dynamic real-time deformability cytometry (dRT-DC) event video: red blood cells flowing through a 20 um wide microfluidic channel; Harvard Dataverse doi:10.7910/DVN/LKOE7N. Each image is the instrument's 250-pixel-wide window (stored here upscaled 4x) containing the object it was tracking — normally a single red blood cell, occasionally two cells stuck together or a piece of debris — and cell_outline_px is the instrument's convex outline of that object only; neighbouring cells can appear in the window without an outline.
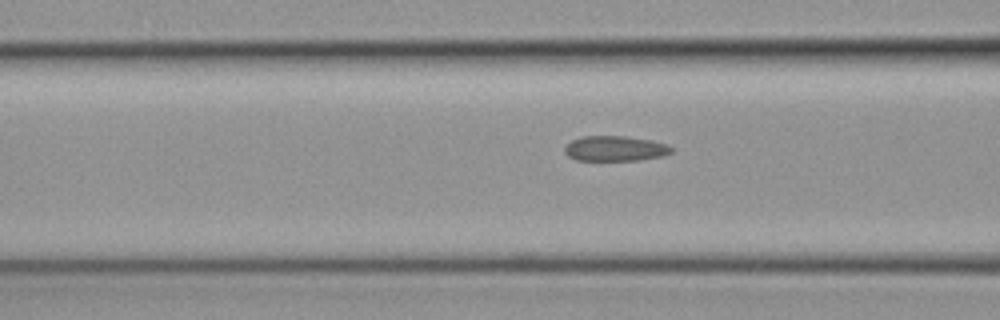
{"species": "common noctule bat (a hibernating species)", "species_latin": "Nyctalus noctula", "temperature_condition": "cold", "stored_images_in_passage": 8, "camera_frame_rate_fps": 3000, "um_per_image_px": 0.085, "animal": {"sex": "female", "body_mass_g": 19.3, "forearm_length_mm": 54.1}, "frame": {"image": 1, "passage_image": 6, "time_ms": 1.667, "image_size_px": [1000, 320], "cell_outline_px": [[672, 152], [664, 156], [640, 160], [576, 160], [568, 156], [564, 152], [564, 148], [572, 140], [580, 136], [624, 136], [652, 140], [668, 144], [672, 148]], "centroid_in_image_um": [52.3, 12.62], "position_along_channel_um": 114.3, "area_um2": 15.78}}